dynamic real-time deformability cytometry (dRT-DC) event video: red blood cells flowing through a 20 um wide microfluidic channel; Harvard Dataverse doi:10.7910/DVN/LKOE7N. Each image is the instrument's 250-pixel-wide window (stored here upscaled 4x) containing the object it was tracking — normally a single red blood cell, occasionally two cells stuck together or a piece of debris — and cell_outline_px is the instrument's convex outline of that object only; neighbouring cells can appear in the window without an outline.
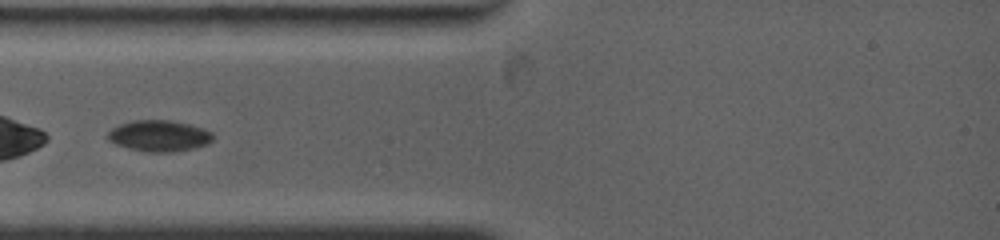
{"species": "common noctule bat (a hibernating species)", "species_latin": "Nyctalus noctula", "temperature_condition": "warm", "stored_images_in_passage": 7, "camera_frame_rate_fps": 4500, "um_per_image_px": 0.085, "animal": {"sex": "female", "body_mass_g": 19.0, "forearm_length_mm": 53.3}, "frame": {"image": 1, "passage_image": 2, "time_ms": 0.444, "image_size_px": [1000, 240], "cell_outline_px": [[212, 140], [208, 144], [192, 148], [172, 152], [148, 152], [128, 148], [116, 144], [108, 140], [108, 132], [112, 128], [120, 124], [132, 120], [168, 120], [188, 124], [204, 128], [212, 132]], "centroid_in_image_um": [13.52, 11.54], "position_along_channel_um": 71.5, "area_um2": 19.02}}
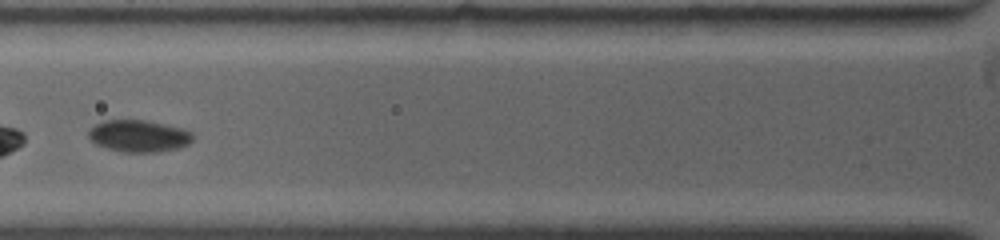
{"frame": {"image": 2, "passage_image": 5, "time_ms": 1.556, "image_size_px": [1000, 240], "cell_outline_px": [[192, 140], [188, 144], [176, 148], [156, 152], [124, 152], [108, 148], [96, 144], [88, 136], [88, 132], [96, 124], [104, 120], [144, 120], [184, 128], [192, 132]], "centroid_in_image_um": [11.81, 11.55], "position_along_channel_um": 114.0, "area_um2": 19.19}}